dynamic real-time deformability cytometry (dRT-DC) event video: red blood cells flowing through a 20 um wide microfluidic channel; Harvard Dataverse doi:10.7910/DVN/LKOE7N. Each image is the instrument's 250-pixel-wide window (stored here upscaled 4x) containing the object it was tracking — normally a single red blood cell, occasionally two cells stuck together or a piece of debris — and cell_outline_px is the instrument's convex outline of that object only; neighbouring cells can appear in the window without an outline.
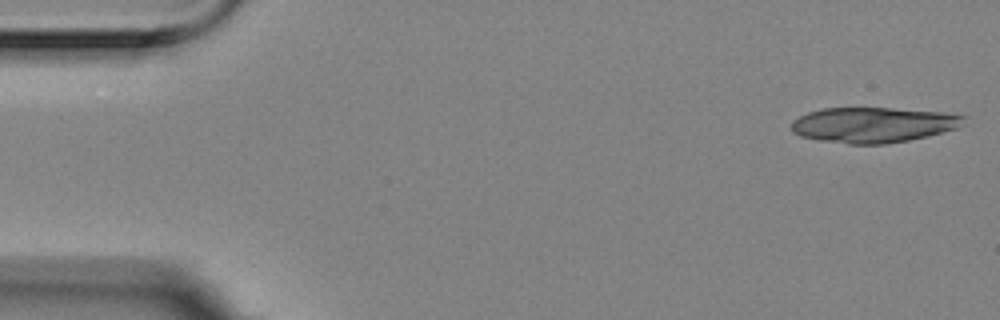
{"species": "Egyptian fruit bat (a non-hibernating species)", "species_latin": "Rousettus aegyptiacus", "temperature_condition": "room temperature", "stored_images_in_passage": 4, "camera_frame_rate_fps": 3000, "um_per_image_px": 0.085, "animal": {"sex": "female"}, "frame": {"image": 1, "passage_image": 1, "time_ms": 0.0, "image_size_px": [1000, 320], "cell_outline_px": [[968, 116], [964, 124], [956, 128], [928, 136], [908, 140], [884, 144], [848, 144], [820, 140], [800, 136], [792, 132], [792, 120], [808, 112], [824, 108], [892, 108], [944, 112]], "centroid_in_image_um": [74.25, 10.61], "position_along_channel_um": 10.8, "area_um2": 35.6}}